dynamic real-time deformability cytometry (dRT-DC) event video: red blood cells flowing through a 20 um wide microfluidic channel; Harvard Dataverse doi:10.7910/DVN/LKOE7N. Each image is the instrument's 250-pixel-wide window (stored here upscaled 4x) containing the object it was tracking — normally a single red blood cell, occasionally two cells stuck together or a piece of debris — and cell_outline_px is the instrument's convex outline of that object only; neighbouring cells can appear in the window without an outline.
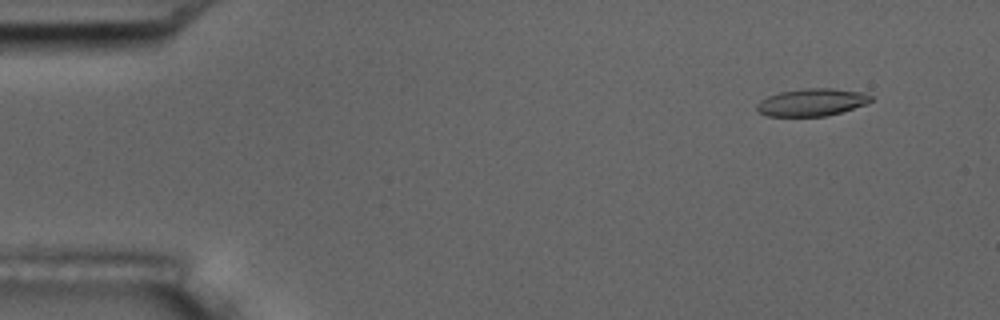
{"species": "common noctule bat (a hibernating species)", "species_latin": "Nyctalus noctula", "temperature_condition": "room temperature", "stored_images_in_passage": 5, "camera_frame_rate_fps": 3000, "um_per_image_px": 0.085, "animal": {"sex": "male", "body_mass_g": 17.5, "forearm_length_mm": 52.3}, "frame": {"image": 1, "passage_image": 2, "time_ms": 1.0, "image_size_px": [1000, 320], "cell_outline_px": [[872, 100], [868, 104], [840, 112], [824, 116], [768, 116], [760, 112], [756, 108], [756, 104], [760, 100], [768, 96], [780, 92], [804, 88], [832, 88], [864, 92], [872, 96]], "centroid_in_image_um": [69.03, 8.68], "position_along_channel_um": 16.0, "area_um2": 18.26}}
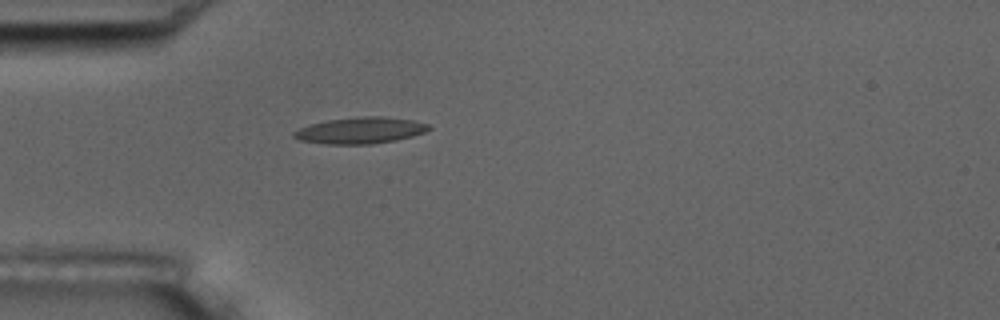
{"frame": {"image": 2, "passage_image": 5, "time_ms": 4.667, "image_size_px": [1000, 320], "cell_outline_px": [[432, 128], [424, 132], [412, 136], [396, 140], [372, 144], [324, 144], [300, 140], [292, 136], [292, 132], [300, 128], [312, 124], [328, 120], [360, 116], [380, 116], [412, 120], [428, 124]], "centroid_in_image_um": [30.63, 11.09], "position_along_channel_um": 54.4, "area_um2": 20.63}}